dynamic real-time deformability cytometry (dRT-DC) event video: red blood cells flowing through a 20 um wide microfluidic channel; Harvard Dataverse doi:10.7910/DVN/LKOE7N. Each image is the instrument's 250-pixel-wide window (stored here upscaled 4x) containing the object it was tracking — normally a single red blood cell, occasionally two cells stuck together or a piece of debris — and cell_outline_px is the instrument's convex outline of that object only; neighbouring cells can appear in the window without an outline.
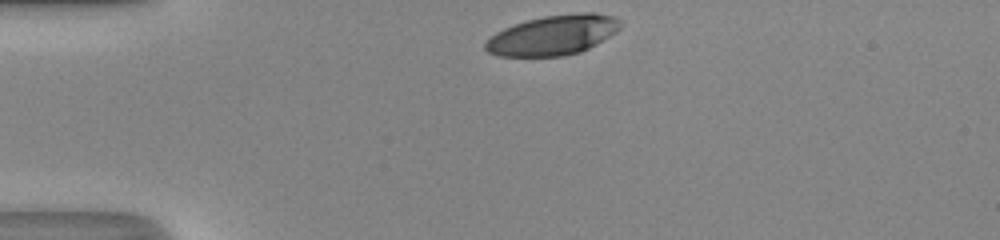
{"species": "human", "species_latin": "Homo sapiens", "temperature_condition": "room temperature", "stored_images_in_passage": 30, "camera_frame_rate_fps": 3000, "um_per_image_px": 0.085, "donor": {"sex": "male"}, "frame": {"image": 1, "passage_image": 1, "time_ms": 0.0, "image_size_px": [1000, 240], "cell_outline_px": [[620, 28], [616, 32], [588, 48], [580, 52], [564, 56], [496, 56], [488, 52], [484, 48], [484, 44], [496, 32], [512, 24], [544, 16], [584, 12], [592, 12], [616, 16], [620, 20]], "centroid_in_image_um": [47.0, 2.98], "position_along_channel_um": 38.0, "area_um2": 31.33}}
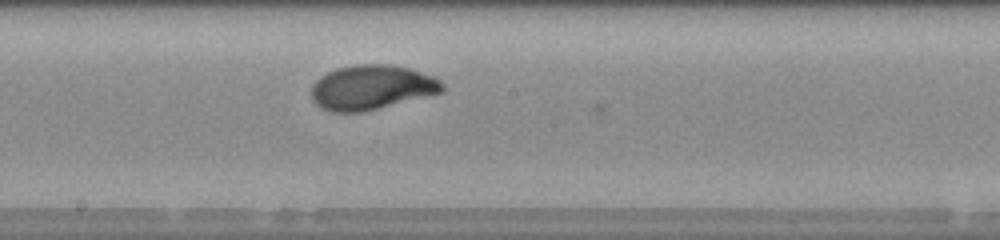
{"frame": {"image": 2, "passage_image": 17, "time_ms": 5.333, "image_size_px": [1000, 240], "cell_outline_px": [[444, 92], [364, 112], [332, 112], [320, 108], [312, 100], [312, 84], [320, 76], [336, 68], [356, 64], [392, 64], [412, 68], [436, 76], [444, 84]], "centroid_in_image_um": [31.62, 7.42], "position_along_channel_um": 216.6, "area_um2": 34.62}}
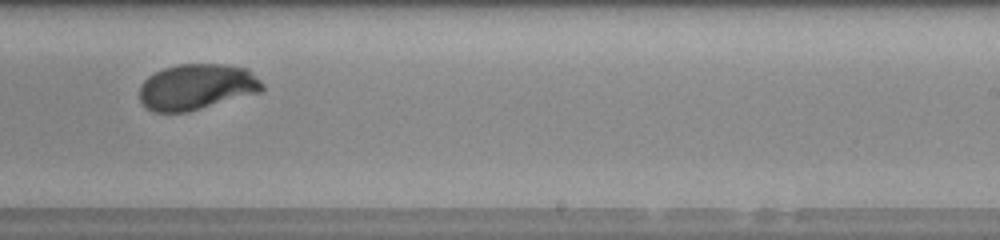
{"frame": {"image": 3, "passage_image": 21, "time_ms": 6.667, "image_size_px": [1000, 240], "cell_outline_px": [[264, 88], [260, 92], [188, 112], [152, 112], [144, 108], [140, 100], [140, 84], [148, 76], [164, 68], [176, 64], [224, 64], [248, 68], [264, 84]], "centroid_in_image_um": [16.7, 7.38], "position_along_channel_um": 272.3, "area_um2": 33.06}, "authors_computed_cell_mechanics": {"area_um2": 33.3217, "velocity_mm_per_s": 4.1843, "shape_relaxation_time_tau1_ms": 2.2634, "shape_relaxation_time_tau2_ms": null, "deformation_change_tau1": 0.1741, "deformation_change_tau2": null}}